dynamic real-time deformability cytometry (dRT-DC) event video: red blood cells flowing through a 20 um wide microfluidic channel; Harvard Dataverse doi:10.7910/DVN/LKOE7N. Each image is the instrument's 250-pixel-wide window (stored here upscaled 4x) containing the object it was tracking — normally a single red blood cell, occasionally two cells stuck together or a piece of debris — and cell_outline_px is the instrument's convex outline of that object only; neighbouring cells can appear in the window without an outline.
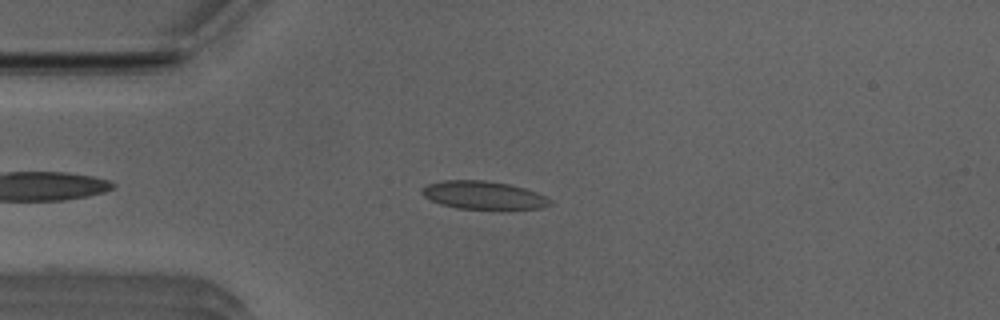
{"species": "Egyptian fruit bat (a non-hibernating species)", "species_latin": "Rousettus aegyptiacus", "temperature_condition": "room temperature", "stored_images_in_passage": 46, "camera_frame_rate_fps": 3000, "um_per_image_px": 0.085, "animal": {"sex": "male"}, "frame": {"image": 1, "passage_image": 7, "time_ms": 2.0, "image_size_px": [1000, 320], "cell_outline_px": [[552, 204], [544, 208], [500, 212], [456, 208], [440, 204], [424, 196], [420, 192], [420, 188], [428, 184], [444, 180], [484, 180], [508, 184], [524, 188], [536, 192], [552, 200]], "centroid_in_image_um": [41.15, 16.65], "position_along_channel_um": 43.9, "area_um2": 21.96}}
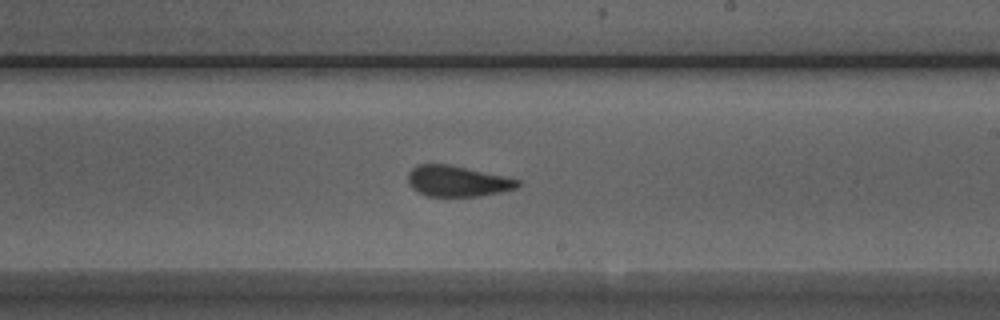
{"frame": {"image": 2, "passage_image": 24, "time_ms": 7.667, "image_size_px": [1000, 320], "cell_outline_px": [[520, 184], [516, 188], [500, 192], [476, 196], [428, 196], [416, 192], [408, 184], [408, 172], [416, 164], [448, 164], [504, 176], [520, 180]], "centroid_in_image_um": [38.82, 15.39], "position_along_channel_um": 250.2, "area_um2": 19.65}}
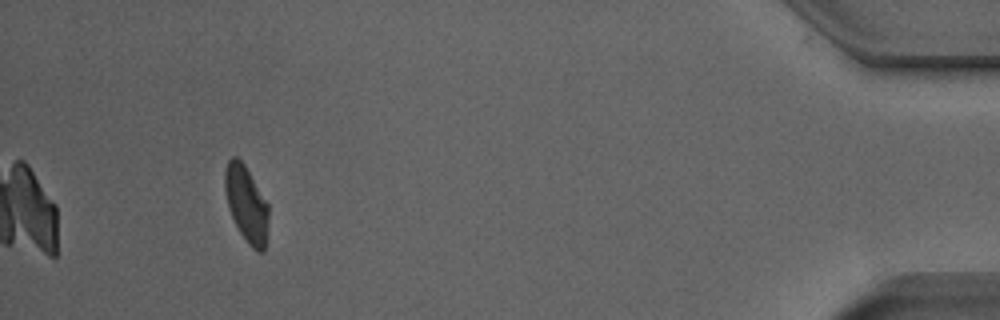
{"frame": {"image": 3, "passage_image": 42, "time_ms": 13.667, "image_size_px": [1000, 320], "cell_outline_px": [[268, 216], [264, 252], [256, 252], [248, 244], [240, 232], [228, 208], [224, 188], [224, 172], [228, 160], [232, 156], [236, 156], [244, 164], [268, 204]], "centroid_in_image_um": [20.92, 17.33], "position_along_channel_um": 414.3, "area_um2": 19.19}, "authors_computed_cell_mechanics": {"area_um2": 20.2878, "velocity_mm_per_s": 3.9434, "shape_relaxation_time_tau1_ms": 5.6033, "shape_relaxation_time_tau2_ms": 1.1007, "deformation_change_tau1": 0.1515, "deformation_change_tau2": 0.0669}}